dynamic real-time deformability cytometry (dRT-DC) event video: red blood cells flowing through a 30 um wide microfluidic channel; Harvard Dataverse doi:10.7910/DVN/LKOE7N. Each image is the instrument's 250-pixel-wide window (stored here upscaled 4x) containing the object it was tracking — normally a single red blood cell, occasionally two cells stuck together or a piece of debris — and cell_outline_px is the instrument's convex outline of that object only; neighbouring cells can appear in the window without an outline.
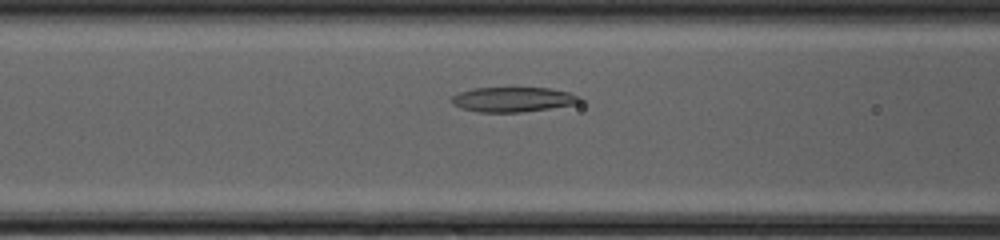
{"species": "common noctule bat (a hibernating species)", "species_latin": "Nyctalus noctula", "temperature_condition": "cold", "stored_images_in_passage": 35, "camera_frame_rate_fps": 3000, "um_per_image_px": 0.085, "animal": {"sex": "female", "body_mass_g": 20.0, "forearm_length_mm": 54.0}, "frame": {"image": 1, "passage_image": 12, "time_ms": 3.667, "image_size_px": [1000, 240], "cell_outline_px": [[584, 100], [580, 104], [520, 112], [480, 112], [460, 108], [452, 104], [448, 100], [452, 96], [460, 92], [476, 88], [548, 88], [568, 92], [580, 96]], "centroid_in_image_um": [43.62, 8.46], "position_along_channel_um": 123.0, "area_um2": 18.67}}
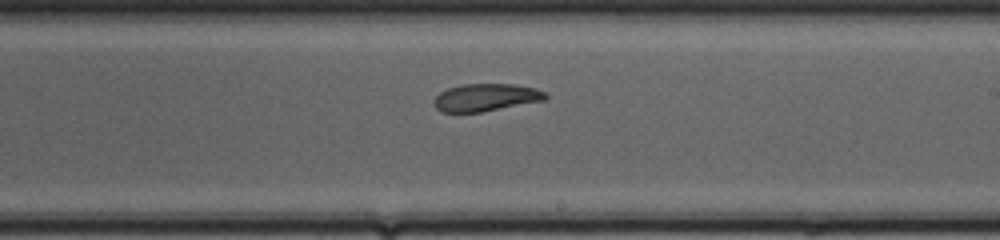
{"frame": {"image": 2, "passage_image": 21, "time_ms": 6.667, "image_size_px": [1000, 240], "cell_outline_px": [[548, 100], [480, 112], [440, 112], [436, 108], [436, 96], [440, 92], [448, 88], [464, 84], [516, 84], [536, 88], [544, 92], [548, 96]], "centroid_in_image_um": [41.36, 8.28], "position_along_channel_um": 247.6, "area_um2": 17.86}}
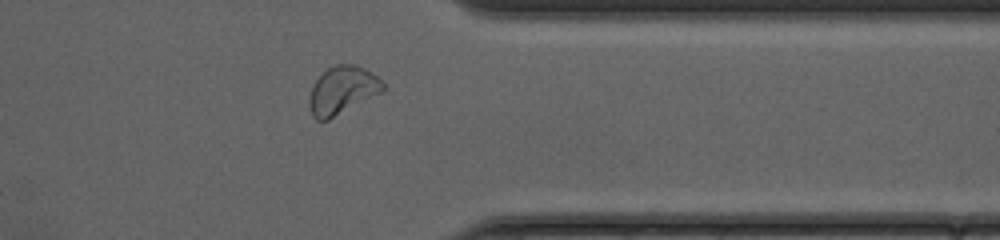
{"frame": {"image": 3, "passage_image": 31, "time_ms": 10.0, "image_size_px": [1000, 240], "cell_outline_px": [[388, 88], [384, 92], [328, 120], [316, 120], [312, 116], [308, 104], [308, 100], [312, 88], [316, 80], [328, 68], [336, 64], [356, 64], [372, 72]], "centroid_in_image_um": [29.13, 7.68], "position_along_channel_um": 382.3, "area_um2": 20.75}}